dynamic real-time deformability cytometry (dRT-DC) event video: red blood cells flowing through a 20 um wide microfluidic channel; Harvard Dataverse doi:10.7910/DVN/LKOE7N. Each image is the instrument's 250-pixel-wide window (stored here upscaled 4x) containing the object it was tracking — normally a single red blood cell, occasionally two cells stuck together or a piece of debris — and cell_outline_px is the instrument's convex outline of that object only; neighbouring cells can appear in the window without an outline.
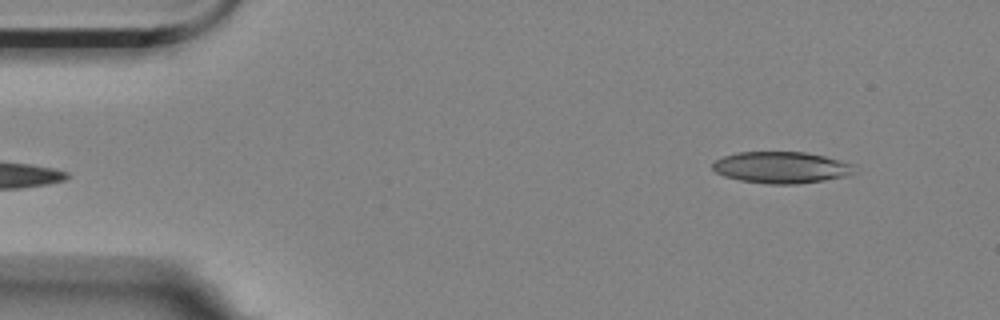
{"species": "Egyptian fruit bat (a non-hibernating species)", "species_latin": "Rousettus aegyptiacus", "temperature_condition": "room temperature", "stored_images_in_passage": 6, "camera_frame_rate_fps": 3000, "um_per_image_px": 0.085, "animal": {"sex": "female"}, "frame": {"image": 1, "passage_image": 6, "time_ms": 1.667, "image_size_px": [1000, 320], "cell_outline_px": [[856, 172], [844, 176], [824, 180], [796, 184], [768, 184], [740, 180], [724, 176], [716, 172], [712, 168], [712, 164], [716, 160], [724, 156], [736, 152], [804, 152], [824, 156], [856, 164]], "centroid_in_image_um": [66.43, 14.23], "position_along_channel_um": 18.6, "area_um2": 26.13}}